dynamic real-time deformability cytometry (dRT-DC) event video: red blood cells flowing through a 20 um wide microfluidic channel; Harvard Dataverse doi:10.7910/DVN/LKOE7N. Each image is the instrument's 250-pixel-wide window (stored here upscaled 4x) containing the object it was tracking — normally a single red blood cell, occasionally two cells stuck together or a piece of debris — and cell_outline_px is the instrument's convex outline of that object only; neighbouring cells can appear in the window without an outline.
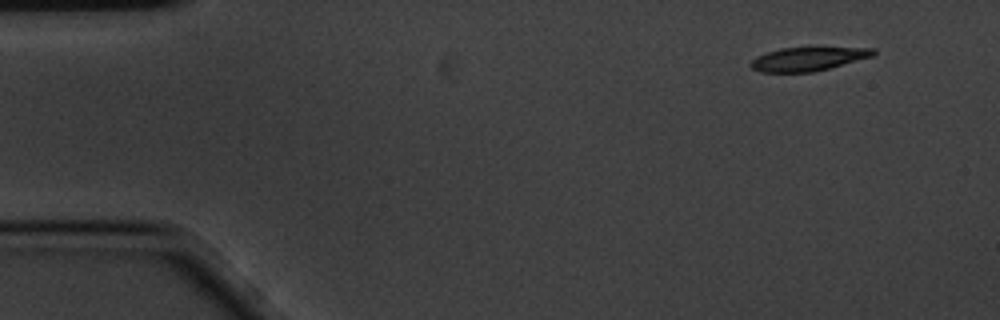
{"species": "common noctule bat (a hibernating species)", "species_latin": "Nyctalus noctula", "temperature_condition": "cold", "stored_images_in_passage": 5, "segment_of_instrument_passage": [2, 2], "camera_frame_rate_fps": 3000, "um_per_image_px": 0.085, "animal": {"sex": "male", "body_mass_g": 20.1, "forearm_length_mm": 53.5}, "frame": {"image": 1, "passage_image": 5, "time_ms": 1.333, "image_size_px": [1000, 320], "cell_outline_px": [[876, 52], [872, 56], [828, 68], [812, 72], [760, 72], [752, 68], [748, 64], [756, 56], [780, 48], [812, 44], [816, 44], [876, 48]], "centroid_in_image_um": [68.73, 4.93], "position_along_channel_um": 16.3, "area_um2": 18.03}}